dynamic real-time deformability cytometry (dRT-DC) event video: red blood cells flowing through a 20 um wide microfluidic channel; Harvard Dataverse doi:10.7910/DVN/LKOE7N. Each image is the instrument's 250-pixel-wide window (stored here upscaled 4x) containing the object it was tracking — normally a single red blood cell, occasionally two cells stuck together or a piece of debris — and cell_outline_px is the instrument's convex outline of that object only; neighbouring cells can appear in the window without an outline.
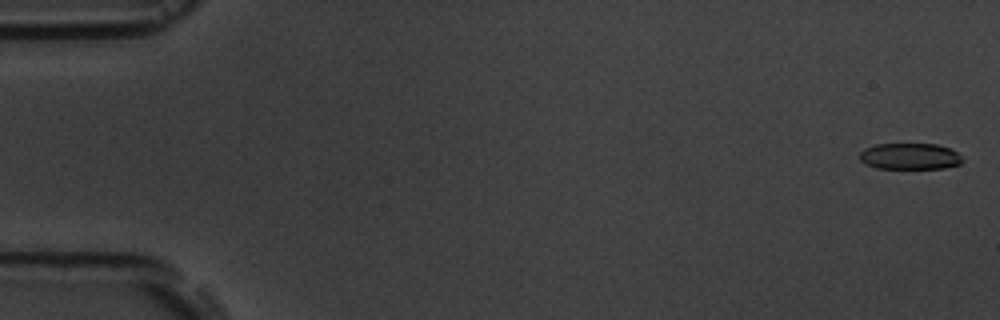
{"species": "common noctule bat (a hibernating species)", "species_latin": "Nyctalus noctula", "temperature_condition": "room temperature", "stored_images_in_passage": 3, "camera_frame_rate_fps": 3000, "um_per_image_px": 0.085, "animal": {"sex": "male", "body_mass_g": 19.5, "forearm_length_mm": 54.6}, "frame": {"image": 1, "passage_image": 1, "time_ms": 0.0, "image_size_px": [1000, 320], "cell_outline_px": [[964, 160], [960, 164], [944, 168], [876, 168], [864, 164], [860, 160], [860, 152], [864, 148], [876, 144], [936, 144], [952, 148]], "centroid_in_image_um": [77.33, 13.28], "position_along_channel_um": 7.7, "area_um2": 15.84}}